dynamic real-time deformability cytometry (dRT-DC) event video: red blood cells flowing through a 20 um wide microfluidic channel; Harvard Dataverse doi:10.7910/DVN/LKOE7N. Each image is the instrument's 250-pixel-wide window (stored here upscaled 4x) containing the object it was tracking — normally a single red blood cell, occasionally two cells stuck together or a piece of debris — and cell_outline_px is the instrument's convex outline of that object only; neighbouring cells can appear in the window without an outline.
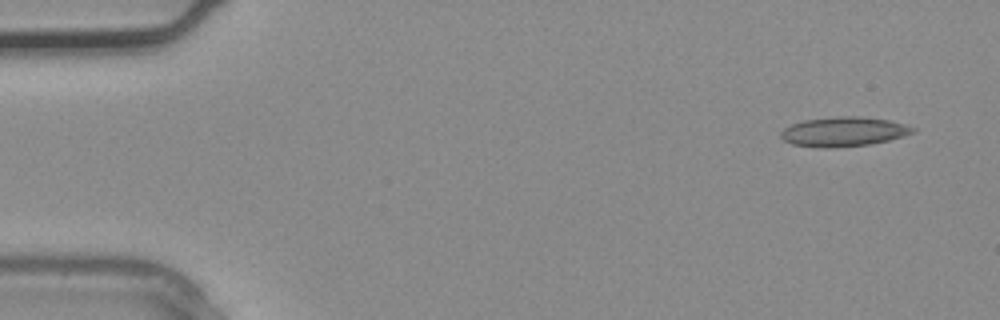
{"species": "common noctule bat (a hibernating species)", "species_latin": "Nyctalus noctula", "temperature_condition": "warm", "stored_images_in_passage": 3, "camera_frame_rate_fps": 3000, "um_per_image_px": 0.085, "animal": {"sex": "male", "body_mass_g": 20.4}, "frame": {"image": 1, "passage_image": 1, "time_ms": 0.0, "image_size_px": [1000, 320], "cell_outline_px": [[916, 132], [904, 136], [888, 140], [868, 144], [828, 148], [824, 148], [792, 144], [784, 140], [780, 136], [780, 132], [784, 128], [792, 124], [804, 120], [840, 116], [860, 116], [888, 120], [904, 124], [916, 128]], "centroid_in_image_um": [71.71, 11.19], "position_along_channel_um": 13.3, "area_um2": 22.54}}
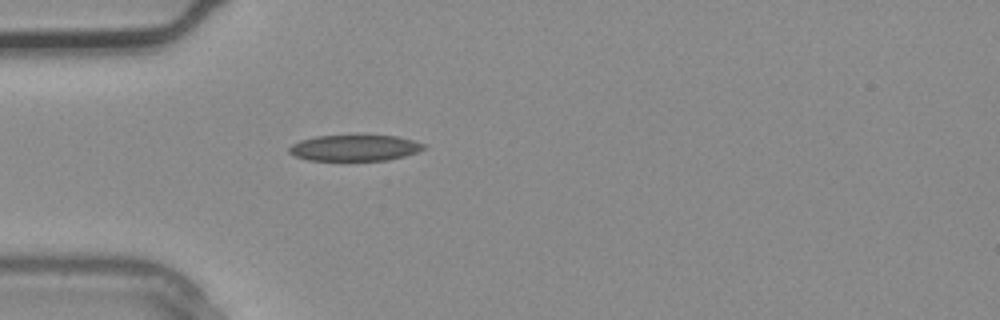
{"frame": {"image": 2, "passage_image": 3, "time_ms": 0.667, "image_size_px": [1000, 320], "cell_outline_px": [[428, 144], [424, 148], [416, 152], [404, 156], [388, 160], [308, 160], [296, 156], [288, 152], [288, 148], [292, 144], [300, 140], [316, 136], [396, 136]], "centroid_in_image_um": [30.14, 12.57], "position_along_channel_um": 54.9, "area_um2": 20.23}}